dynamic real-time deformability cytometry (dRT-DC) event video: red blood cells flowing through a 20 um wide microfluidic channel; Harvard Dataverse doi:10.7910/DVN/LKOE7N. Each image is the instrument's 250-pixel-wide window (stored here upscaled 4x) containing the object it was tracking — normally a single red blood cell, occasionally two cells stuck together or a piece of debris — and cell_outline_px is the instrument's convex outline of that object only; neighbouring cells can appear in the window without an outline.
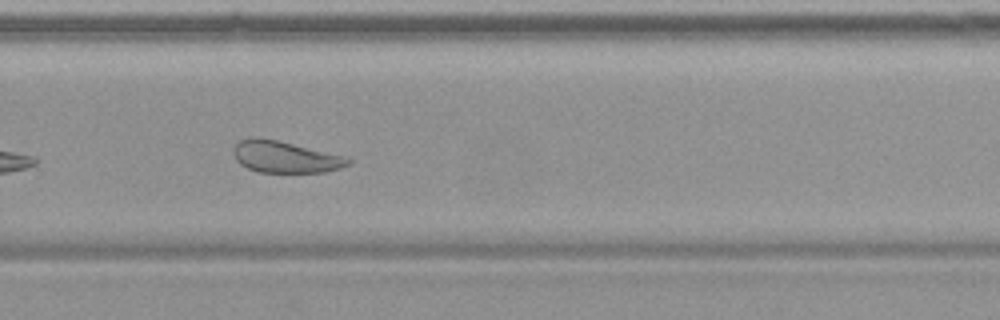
{"species": "common noctule bat (a hibernating species)", "species_latin": "Nyctalus noctula", "temperature_condition": "warm", "stored_images_in_passage": 47, "camera_frame_rate_fps": 3000, "um_per_image_px": 0.085, "animal": {"sex": "female", "body_mass_g": 19.9}, "frame": {"image": 1, "passage_image": 34, "time_ms": 11.0, "image_size_px": [1000, 320], "cell_outline_px": [[352, 160], [348, 164], [340, 168], [324, 172], [260, 172], [248, 168], [240, 164], [236, 160], [232, 152], [232, 148], [240, 140], [252, 136], [260, 136], [348, 156]], "centroid_in_image_um": [24.22, 13.31], "position_along_channel_um": 305.6, "area_um2": 21.44}}
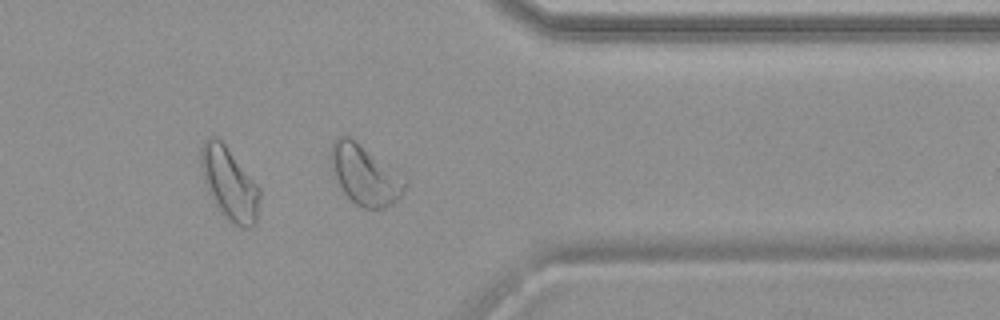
{"frame": {"image": 2, "passage_image": 40, "time_ms": 13.0, "image_size_px": [1000, 320], "cell_outline_px": [[408, 184], [400, 196], [392, 204], [384, 208], [364, 208], [356, 204], [344, 192], [336, 180], [332, 172], [328, 156], [332, 140], [336, 136], [348, 136], [408, 180]], "centroid_in_image_um": [30.96, 14.86], "position_along_channel_um": 380.4, "area_um2": 25.61}}